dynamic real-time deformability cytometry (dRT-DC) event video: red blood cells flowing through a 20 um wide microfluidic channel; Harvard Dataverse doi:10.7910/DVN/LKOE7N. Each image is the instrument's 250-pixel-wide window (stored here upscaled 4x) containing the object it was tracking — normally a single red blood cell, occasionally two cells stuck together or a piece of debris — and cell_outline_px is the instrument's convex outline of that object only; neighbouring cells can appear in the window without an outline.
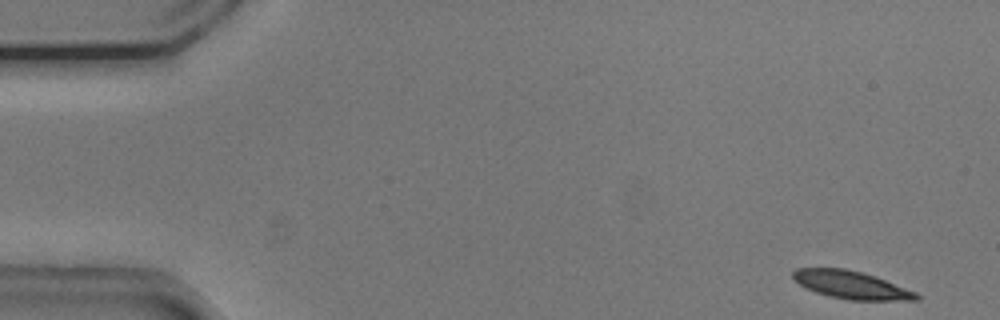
{"species": "common noctule bat (a hibernating species)", "species_latin": "Nyctalus noctula", "temperature_condition": "cold", "stored_images_in_passage": 3, "camera_frame_rate_fps": 3000, "um_per_image_px": 0.085, "animal": {"sex": "male", "body_mass_g": 20.5, "forearm_length_mm": 52.5}, "frame": {"image": 1, "passage_image": 1, "time_ms": 0.0, "image_size_px": [1000, 320], "cell_outline_px": [[920, 300], [848, 300], [828, 296], [804, 288], [792, 280], [792, 272], [796, 268], [844, 268], [876, 276], [916, 292], [920, 296]], "centroid_in_image_um": [72.31, 24.22], "position_along_channel_um": 12.7, "area_um2": 20.17}}